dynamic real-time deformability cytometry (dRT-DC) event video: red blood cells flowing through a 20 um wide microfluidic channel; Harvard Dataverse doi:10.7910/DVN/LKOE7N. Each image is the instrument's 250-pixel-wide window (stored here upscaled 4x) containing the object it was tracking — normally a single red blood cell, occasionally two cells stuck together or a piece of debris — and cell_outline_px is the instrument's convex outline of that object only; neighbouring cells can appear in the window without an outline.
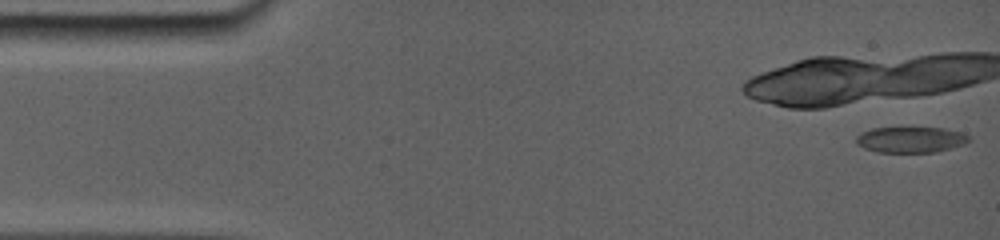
{"species": "common noctule bat (a hibernating species)", "species_latin": "Nyctalus noctula", "temperature_condition": "room temperature", "stored_images_in_passage": 2, "camera_frame_rate_fps": 5000, "um_per_image_px": 0.085, "animal": {"sex": "female", "body_mass_g": 19.0, "forearm_length_mm": 56.7}, "frame": {"image": 1, "passage_image": 1, "time_ms": 0.0, "image_size_px": [1000, 240], "cell_outline_px": [[968, 140], [944, 148], [928, 152], [884, 152], [868, 148], [860, 144], [856, 140], [864, 132], [876, 128], [940, 128], [956, 132], [968, 136]], "centroid_in_image_um": [77.35, 11.86], "position_along_channel_um": 7.7, "area_um2": 15.55}}